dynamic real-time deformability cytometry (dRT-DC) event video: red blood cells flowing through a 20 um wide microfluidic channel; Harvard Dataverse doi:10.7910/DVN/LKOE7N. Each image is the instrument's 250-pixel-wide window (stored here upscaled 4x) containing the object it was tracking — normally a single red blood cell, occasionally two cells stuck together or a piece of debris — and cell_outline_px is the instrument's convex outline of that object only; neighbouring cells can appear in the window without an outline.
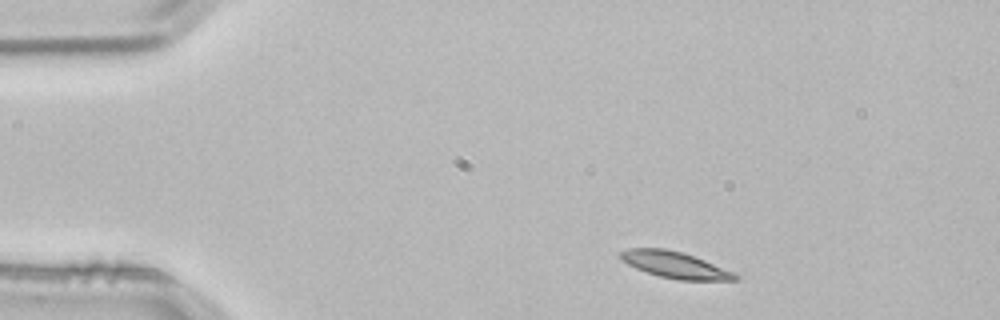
{"species": "common noctule bat (a hibernating species)", "species_latin": "Nyctalus noctula", "temperature_condition": "room temperature", "stored_images_in_passage": 3, "camera_frame_rate_fps": 3000, "um_per_image_px": 0.085, "animal": {"sex": "male", "body_mass_g": 21.5, "forearm_length_mm": 52.0}, "frame": {"image": 1, "passage_image": 1, "time_ms": 0.0, "image_size_px": [1000, 320], "cell_outline_px": [[740, 280], [680, 280], [660, 276], [636, 268], [628, 264], [620, 256], [620, 252], [628, 248], [664, 248], [680, 252], [704, 260], [732, 272], [740, 276]], "centroid_in_image_um": [57.38, 22.52], "position_along_channel_um": 27.6, "area_um2": 17.22}}